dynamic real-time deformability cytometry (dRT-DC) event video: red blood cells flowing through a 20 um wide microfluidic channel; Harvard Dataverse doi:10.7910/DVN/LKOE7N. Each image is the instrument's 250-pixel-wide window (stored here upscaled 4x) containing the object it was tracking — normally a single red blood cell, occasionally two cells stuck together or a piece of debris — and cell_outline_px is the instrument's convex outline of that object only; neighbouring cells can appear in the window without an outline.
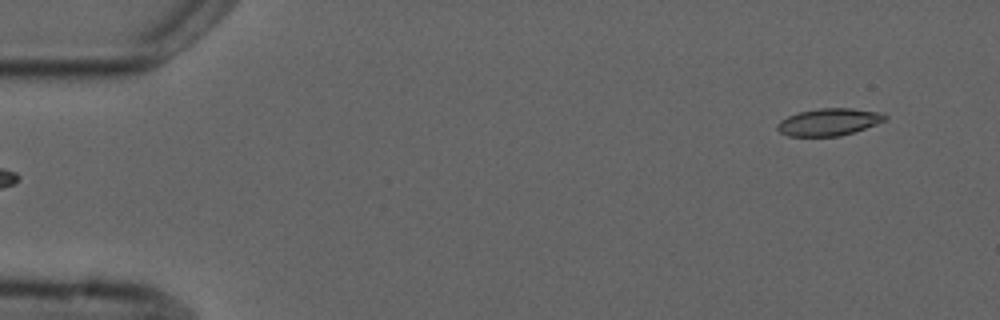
{"species": "common noctule bat (a hibernating species)", "species_latin": "Nyctalus noctula", "temperature_condition": "cold", "stored_images_in_passage": 5, "segment_of_instrument_passage": [2, 2], "camera_frame_rate_fps": 3000, "um_per_image_px": 0.085, "animal": {"sex": "male", "forearm_length_mm": 52.5}, "frame": {"image": 1, "passage_image": 5, "time_ms": 4.667, "image_size_px": [1000, 320], "cell_outline_px": [[888, 120], [840, 136], [788, 136], [780, 132], [776, 128], [776, 124], [780, 120], [788, 116], [800, 112], [820, 108], [852, 108], [884, 112], [888, 116]], "centroid_in_image_um": [70.49, 10.36], "position_along_channel_um": 14.5, "area_um2": 17.17}}